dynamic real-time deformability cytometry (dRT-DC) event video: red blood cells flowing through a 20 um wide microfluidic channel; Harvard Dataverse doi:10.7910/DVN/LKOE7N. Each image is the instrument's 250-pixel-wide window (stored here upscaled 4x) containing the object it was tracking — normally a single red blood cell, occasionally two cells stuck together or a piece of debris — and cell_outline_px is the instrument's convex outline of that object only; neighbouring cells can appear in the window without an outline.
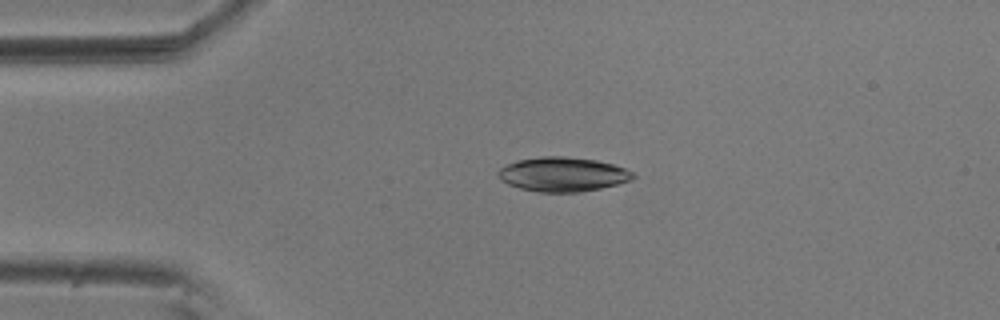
{"species": "common noctule bat (a hibernating species)", "species_latin": "Nyctalus noctula", "temperature_condition": "room temperature", "stored_images_in_passage": 24, "camera_frame_rate_fps": 3000, "um_per_image_px": 0.085, "animal": {"sex": "male", "body_mass_g": 20.5, "forearm_length_mm": 52.5}, "frame": {"image": 1, "passage_image": 1, "time_ms": 0.0, "image_size_px": [1000, 320], "cell_outline_px": [[636, 176], [632, 180], [600, 188], [580, 192], [536, 192], [520, 188], [508, 184], [500, 180], [496, 176], [496, 172], [500, 168], [516, 160], [540, 156], [564, 156], [596, 160], [612, 164], [624, 168], [632, 172]], "centroid_in_image_um": [47.79, 14.81], "position_along_channel_um": 37.2, "area_um2": 27.11}}
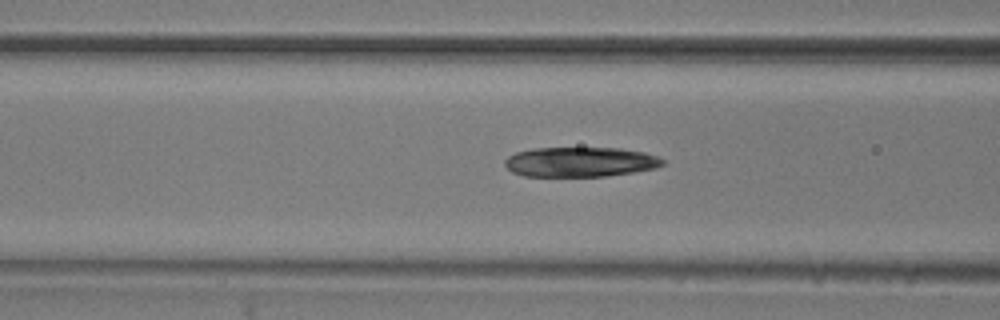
{"frame": {"image": 2, "passage_image": 10, "time_ms": 3.0, "image_size_px": [1000, 320], "cell_outline_px": [[664, 164], [656, 168], [632, 172], [604, 176], [524, 176], [512, 172], [504, 164], [504, 160], [508, 156], [516, 152], [532, 148], [620, 148], [644, 152], [656, 156], [664, 160]], "centroid_in_image_um": [49.3, 13.76], "position_along_channel_um": 117.3, "area_um2": 27.4}}
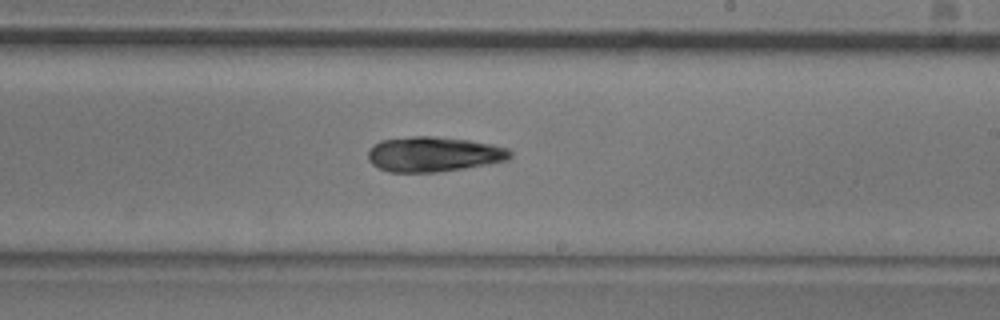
{"frame": {"image": 3, "passage_image": 21, "time_ms": 6.667, "image_size_px": [1000, 320], "cell_outline_px": [[512, 156], [508, 160], [488, 164], [464, 168], [436, 172], [388, 172], [372, 164], [368, 160], [368, 152], [380, 140], [412, 136], [432, 136], [468, 140], [492, 144], [508, 148], [512, 152]], "centroid_in_image_um": [36.88, 13.11], "position_along_channel_um": 252.1, "area_um2": 28.96}}